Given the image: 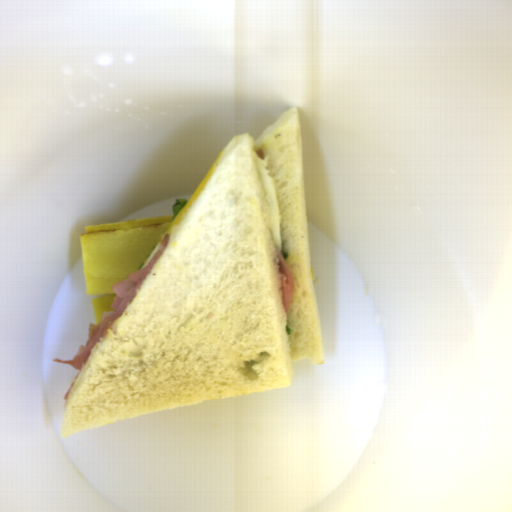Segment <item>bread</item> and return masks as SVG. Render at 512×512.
<instances>
[{"instance_id":"bread-1","label":"bread","mask_w":512,"mask_h":512,"mask_svg":"<svg viewBox=\"0 0 512 512\" xmlns=\"http://www.w3.org/2000/svg\"><path fill=\"white\" fill-rule=\"evenodd\" d=\"M262 148L293 274L286 313ZM213 176L138 288L95 345L65 401L72 435L225 397L292 385V364L324 365L306 220L299 110L254 139L233 137ZM289 325L291 335L285 334Z\"/></svg>"}]
</instances>
